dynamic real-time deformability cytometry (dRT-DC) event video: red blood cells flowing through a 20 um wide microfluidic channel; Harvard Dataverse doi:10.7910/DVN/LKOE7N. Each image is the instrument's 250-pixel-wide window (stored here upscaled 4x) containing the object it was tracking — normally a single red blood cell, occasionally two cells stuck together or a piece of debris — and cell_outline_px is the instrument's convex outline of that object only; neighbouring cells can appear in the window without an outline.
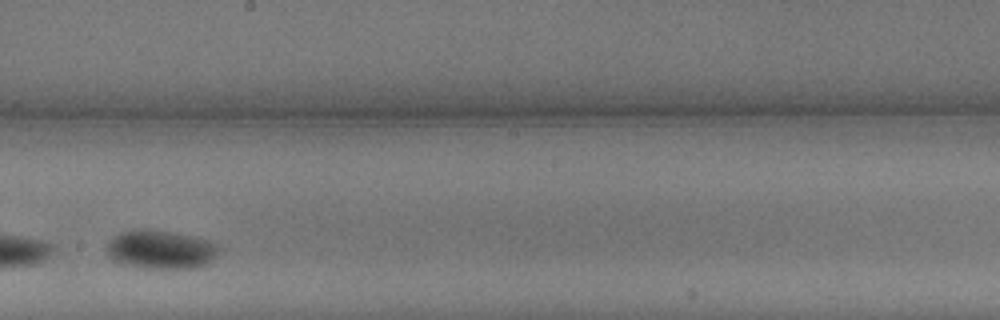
{"species": "common noctule bat (a hibernating species)", "species_latin": "Nyctalus noctula", "temperature_condition": "warm", "stored_images_in_passage": 10, "camera_frame_rate_fps": 3000, "um_per_image_px": 0.085, "animal": {"sex": "male", "body_mass_g": 13.3}, "frame": {"image": 1, "passage_image": 9, "time_ms": 2.667, "image_size_px": [1000, 320], "cell_outline_px": [[220, 248], [216, 256], [208, 264], [196, 268], [152, 268], [124, 264], [108, 256], [104, 252], [112, 236], [120, 232], [132, 228], [144, 228], [168, 232], [208, 240], [216, 244]], "centroid_in_image_um": [13.63, 21.2], "position_along_channel_um": 234.6, "area_um2": 25.26}}